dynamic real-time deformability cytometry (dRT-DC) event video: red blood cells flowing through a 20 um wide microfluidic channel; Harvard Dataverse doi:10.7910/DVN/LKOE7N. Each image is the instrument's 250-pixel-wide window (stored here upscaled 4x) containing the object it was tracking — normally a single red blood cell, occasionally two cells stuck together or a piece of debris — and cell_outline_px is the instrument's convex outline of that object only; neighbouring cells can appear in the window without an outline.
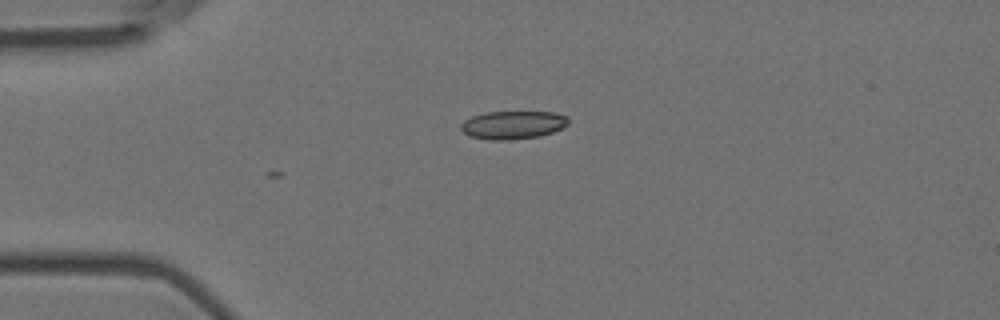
{"species": "Egyptian fruit bat (a non-hibernating species)", "species_latin": "Rousettus aegyptiacus", "temperature_condition": "room temperature", "stored_images_in_passage": 3, "camera_frame_rate_fps": 3000, "um_per_image_px": 0.085, "animal": {"sex": "female"}, "frame": {"image": 1, "passage_image": 3, "time_ms": 0.667, "image_size_px": [1000, 320], "cell_outline_px": [[568, 124], [552, 132], [540, 136], [508, 140], [492, 140], [468, 136], [460, 128], [460, 124], [464, 120], [472, 116], [484, 112], [552, 112], [568, 116]], "centroid_in_image_um": [43.56, 10.62], "position_along_channel_um": 41.4, "area_um2": 17.63}}